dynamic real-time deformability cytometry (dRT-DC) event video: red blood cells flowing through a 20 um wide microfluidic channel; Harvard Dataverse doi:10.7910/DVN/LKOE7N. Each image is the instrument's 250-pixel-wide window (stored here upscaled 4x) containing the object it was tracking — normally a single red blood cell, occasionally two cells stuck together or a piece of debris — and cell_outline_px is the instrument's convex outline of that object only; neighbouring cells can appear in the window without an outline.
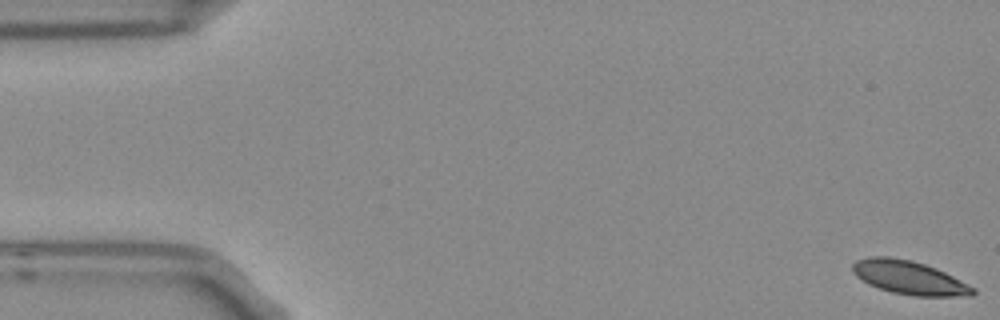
{"species": "Egyptian fruit bat (a non-hibernating species)", "species_latin": "Rousettus aegyptiacus", "temperature_condition": "room temperature", "stored_images_in_passage": 5, "camera_frame_rate_fps": 3000, "um_per_image_px": 0.085, "frame": {"image": 1, "passage_image": 1, "time_ms": 0.0, "image_size_px": [1000, 320], "cell_outline_px": [[976, 292], [972, 296], [916, 296], [892, 292], [868, 284], [856, 276], [852, 272], [852, 264], [856, 260], [868, 256], [888, 256], [912, 260], [936, 268], [976, 288]], "centroid_in_image_um": [77.27, 23.59], "position_along_channel_um": 7.7, "area_um2": 23.58}}
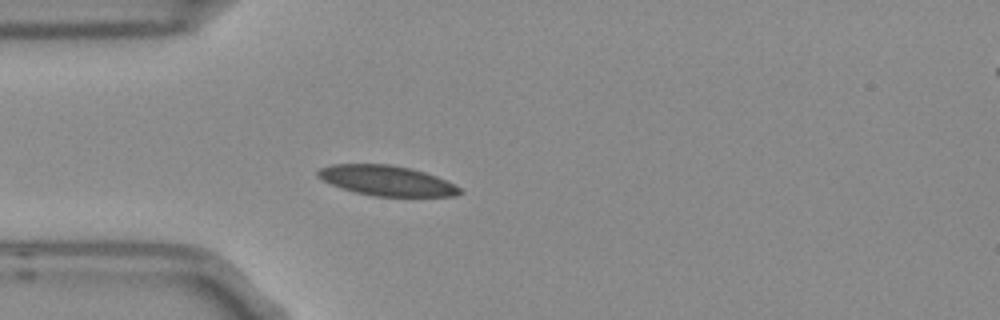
{"frame": {"image": 2, "passage_image": 5, "time_ms": 1.333, "image_size_px": [1000, 320], "cell_outline_px": [[464, 192], [456, 196], [376, 196], [356, 192], [332, 184], [316, 176], [316, 172], [320, 168], [332, 164], [388, 164], [408, 168], [424, 172], [436, 176], [460, 188]], "centroid_in_image_um": [32.86, 15.35], "position_along_channel_um": 52.1, "area_um2": 24.51}}